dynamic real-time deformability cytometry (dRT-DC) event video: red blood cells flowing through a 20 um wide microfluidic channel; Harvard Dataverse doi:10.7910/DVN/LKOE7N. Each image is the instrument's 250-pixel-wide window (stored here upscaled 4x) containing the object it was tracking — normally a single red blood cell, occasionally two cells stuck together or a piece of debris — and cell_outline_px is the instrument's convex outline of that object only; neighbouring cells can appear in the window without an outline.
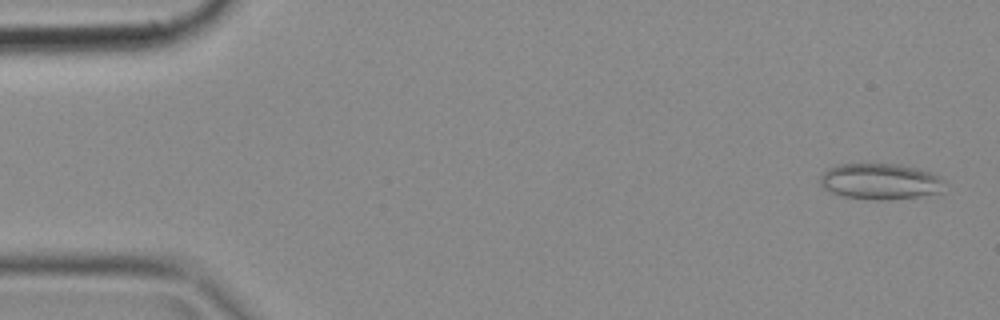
{"species": "common noctule bat (a hibernating species)", "species_latin": "Nyctalus noctula", "temperature_condition": "cold", "stored_images_in_passage": 49, "camera_frame_rate_fps": 3000, "um_per_image_px": 0.085, "animal": {"sex": "female", "body_mass_g": 18.4}, "frame": {"image": 1, "passage_image": 2, "time_ms": 0.333, "image_size_px": [1000, 320], "cell_outline_px": [[944, 180], [940, 192], [920, 196], [892, 200], [876, 200], [840, 196], [828, 192], [820, 184], [820, 176], [828, 168], [840, 164], [900, 164], [932, 172]], "centroid_in_image_um": [74.79, 15.43], "position_along_channel_um": 10.2, "area_um2": 26.24}}
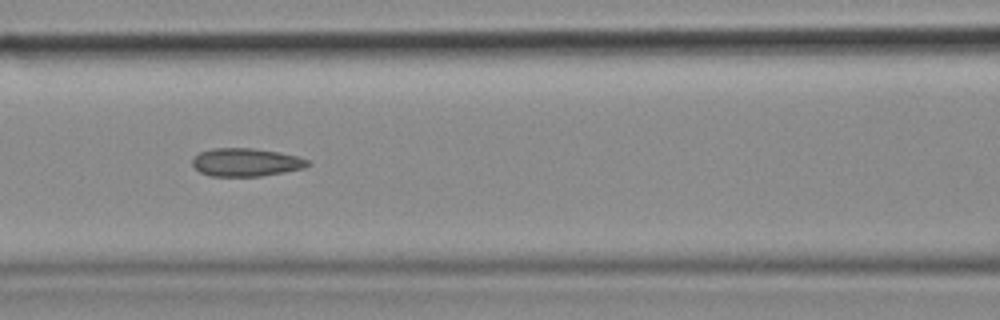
{"frame": {"image": 2, "passage_image": 21, "time_ms": 6.667, "image_size_px": [1000, 320], "cell_outline_px": [[312, 164], [304, 168], [284, 172], [260, 176], [212, 176], [200, 172], [192, 164], [192, 160], [200, 152], [212, 148], [252, 148], [276, 152], [296, 156], [308, 160]], "centroid_in_image_um": [20.91, 13.79], "position_along_channel_um": 145.7, "area_um2": 18.73}}
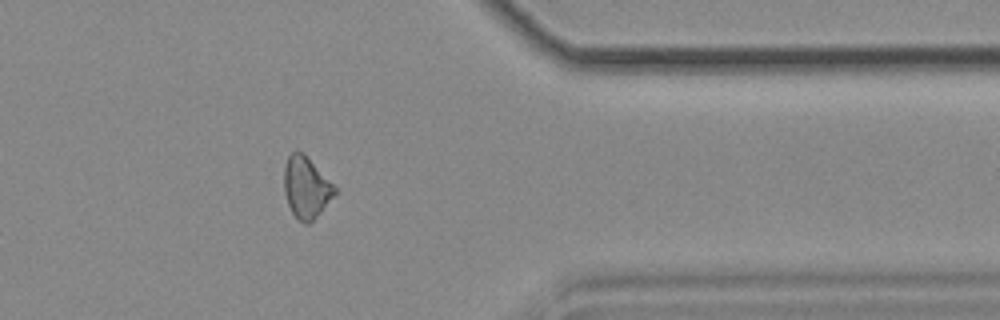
{"frame": {"image": 3, "passage_image": 40, "time_ms": 13.0, "image_size_px": [1000, 320], "cell_outline_px": [[336, 192], [320, 212], [308, 224], [304, 224], [292, 212], [288, 204], [284, 192], [284, 168], [288, 156], [296, 148], [304, 152], [336, 188]], "centroid_in_image_um": [25.99, 15.88], "position_along_channel_um": 385.4, "area_um2": 17.92}}